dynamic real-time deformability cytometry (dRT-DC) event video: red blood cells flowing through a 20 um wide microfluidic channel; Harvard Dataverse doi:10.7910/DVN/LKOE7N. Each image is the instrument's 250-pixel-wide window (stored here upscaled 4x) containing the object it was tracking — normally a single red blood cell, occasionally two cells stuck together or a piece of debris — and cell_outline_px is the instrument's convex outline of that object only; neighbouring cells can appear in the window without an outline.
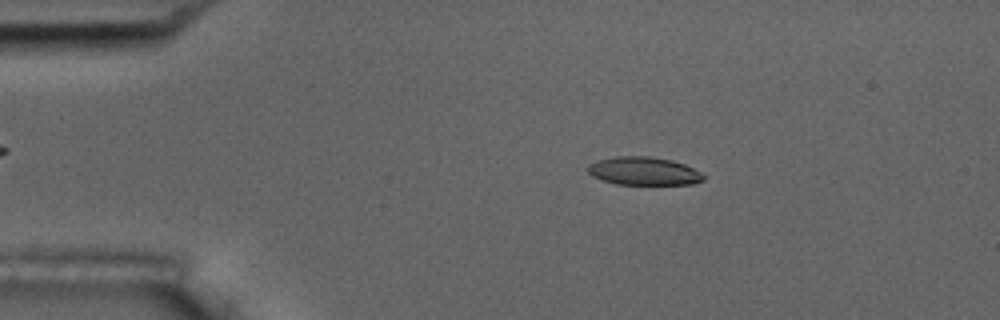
{"species": "common noctule bat (a hibernating species)", "species_latin": "Nyctalus noctula", "temperature_condition": "room temperature", "stored_images_in_passage": 6, "camera_frame_rate_fps": 3000, "um_per_image_px": 0.085, "animal": {"sex": "male", "body_mass_g": 17.5, "forearm_length_mm": 52.3}, "frame": {"image": 1, "passage_image": 3, "time_ms": 0.667, "image_size_px": [1000, 320], "cell_outline_px": [[708, 176], [704, 180], [692, 184], [616, 184], [600, 180], [592, 176], [588, 172], [588, 164], [600, 160], [616, 156], [648, 156], [672, 160], [684, 164]], "centroid_in_image_um": [54.73, 14.54], "position_along_channel_um": 30.3, "area_um2": 19.02}}
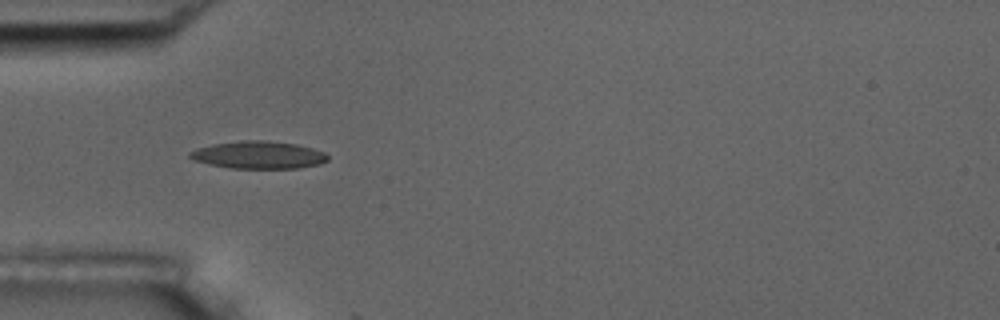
{"frame": {"image": 2, "passage_image": 5, "time_ms": 1.333, "image_size_px": [1000, 320], "cell_outline_px": [[328, 160], [320, 164], [300, 168], [228, 168], [208, 164], [196, 160], [188, 156], [188, 152], [196, 148], [212, 144], [244, 140], [264, 140], [296, 144], [312, 148], [324, 152], [328, 156]], "centroid_in_image_um": [21.96, 13.17], "position_along_channel_um": 63.0, "area_um2": 22.14}}